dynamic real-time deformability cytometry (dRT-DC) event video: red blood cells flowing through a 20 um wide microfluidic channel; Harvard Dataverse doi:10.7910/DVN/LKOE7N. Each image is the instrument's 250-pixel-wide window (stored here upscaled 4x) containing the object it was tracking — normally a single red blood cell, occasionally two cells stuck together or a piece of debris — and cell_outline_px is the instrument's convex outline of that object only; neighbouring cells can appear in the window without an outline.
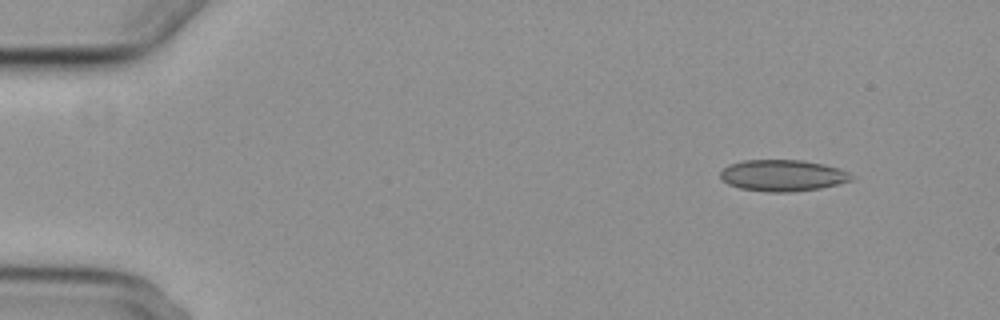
{"species": "common noctule bat (a hibernating species)", "species_latin": "Nyctalus noctula", "temperature_condition": "cold", "stored_images_in_passage": 5, "segment_of_instrument_passage": [1, 2], "camera_frame_rate_fps": 3000, "um_per_image_px": 0.085, "animal": {"sex": "female", "body_mass_g": 29.2, "forearm_length_mm": 56.3}, "frame": {"image": 1, "passage_image": 1, "time_ms": 0.0, "image_size_px": [1000, 320], "cell_outline_px": [[852, 180], [820, 188], [788, 192], [768, 192], [740, 188], [728, 184], [720, 176], [720, 172], [728, 164], [744, 160], [804, 160], [824, 164], [840, 168], [848, 172], [852, 176]], "centroid_in_image_um": [66.52, 14.9], "position_along_channel_um": 18.5, "area_um2": 23.93}}
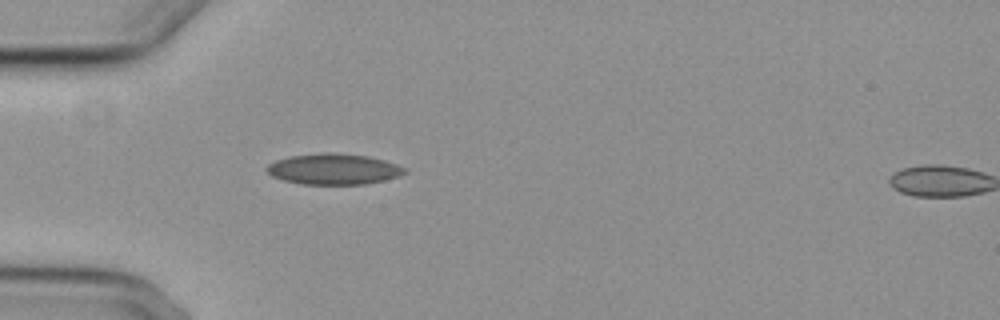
{"frame": {"image": 2, "passage_image": 4, "time_ms": 3.667, "image_size_px": [1000, 320], "cell_outline_px": [[408, 172], [384, 180], [364, 184], [300, 184], [284, 180], [272, 176], [264, 168], [268, 164], [276, 160], [288, 156], [324, 152], [332, 152], [368, 156], [384, 160], [408, 168]], "centroid_in_image_um": [28.34, 14.36], "position_along_channel_um": 56.7, "area_um2": 24.85}}